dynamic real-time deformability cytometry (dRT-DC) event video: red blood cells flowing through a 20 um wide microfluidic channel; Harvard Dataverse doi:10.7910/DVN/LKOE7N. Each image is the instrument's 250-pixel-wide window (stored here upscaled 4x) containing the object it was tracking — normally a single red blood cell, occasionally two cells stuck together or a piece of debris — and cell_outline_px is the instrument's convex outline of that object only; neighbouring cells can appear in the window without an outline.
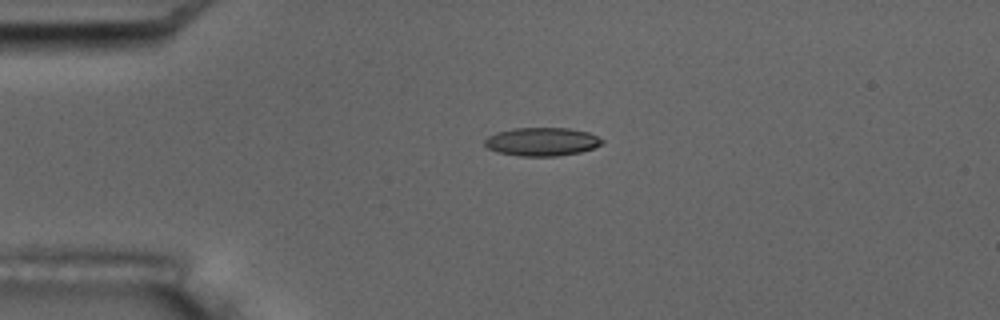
{"species": "common noctule bat (a hibernating species)", "species_latin": "Nyctalus noctula", "temperature_condition": "room temperature", "stored_images_in_passage": 4, "camera_frame_rate_fps": 3000, "um_per_image_px": 0.085, "animal": {"sex": "male", "body_mass_g": 17.5, "forearm_length_mm": 52.3}, "frame": {"image": 1, "passage_image": 3, "time_ms": 2.333, "image_size_px": [1000, 320], "cell_outline_px": [[604, 144], [580, 152], [556, 156], [520, 156], [496, 152], [488, 148], [484, 144], [484, 140], [488, 136], [496, 132], [512, 128], [568, 128], [588, 132], [604, 140]], "centroid_in_image_um": [46.04, 12.04], "position_along_channel_um": 39.0, "area_um2": 19.48}}